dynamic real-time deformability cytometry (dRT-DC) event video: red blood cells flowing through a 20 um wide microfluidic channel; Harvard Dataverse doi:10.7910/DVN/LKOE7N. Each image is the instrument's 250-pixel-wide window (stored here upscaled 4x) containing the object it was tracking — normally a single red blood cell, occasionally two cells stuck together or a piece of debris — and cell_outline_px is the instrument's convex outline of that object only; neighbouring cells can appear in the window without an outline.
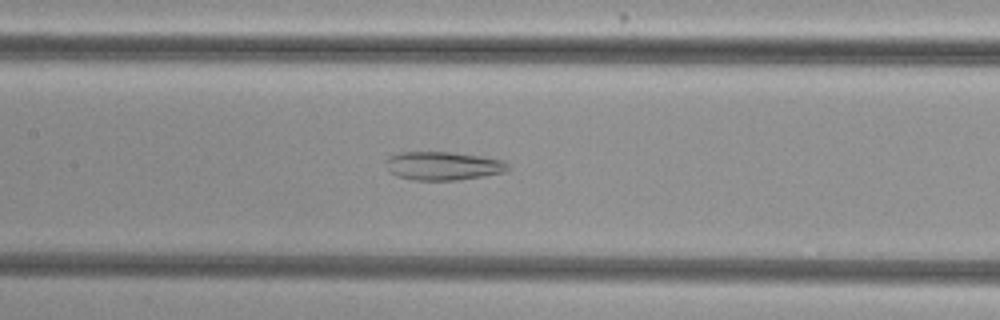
{"species": "common noctule bat (a hibernating species)", "species_latin": "Nyctalus noctula", "temperature_condition": "cold", "stored_images_in_passage": 53, "camera_frame_rate_fps": 3000, "um_per_image_px": 0.085, "animal": {"sex": "female", "body_mass_g": 29.2, "forearm_length_mm": 56.3}, "frame": {"image": 1, "passage_image": 25, "time_ms": 8.0, "image_size_px": [1000, 320], "cell_outline_px": [[512, 168], [504, 172], [484, 176], [460, 180], [412, 180], [396, 176], [388, 172], [384, 160], [388, 156], [396, 152], [448, 152], [480, 156], [504, 160]], "centroid_in_image_um": [37.62, 14.1], "position_along_channel_um": 169.8, "area_um2": 20.63}}
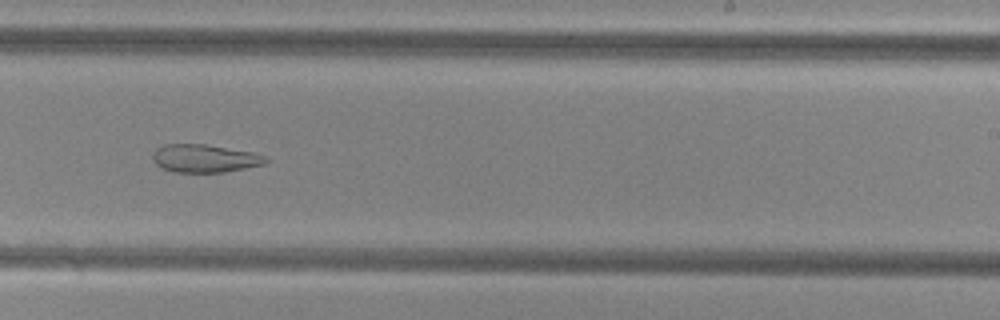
{"frame": {"image": 2, "passage_image": 33, "time_ms": 10.667, "image_size_px": [1000, 320], "cell_outline_px": [[272, 160], [264, 164], [224, 172], [172, 172], [156, 164], [152, 156], [156, 148], [164, 144], [204, 144], [252, 152], [264, 156]], "centroid_in_image_um": [17.4, 13.46], "position_along_channel_um": 271.6, "area_um2": 18.32}}
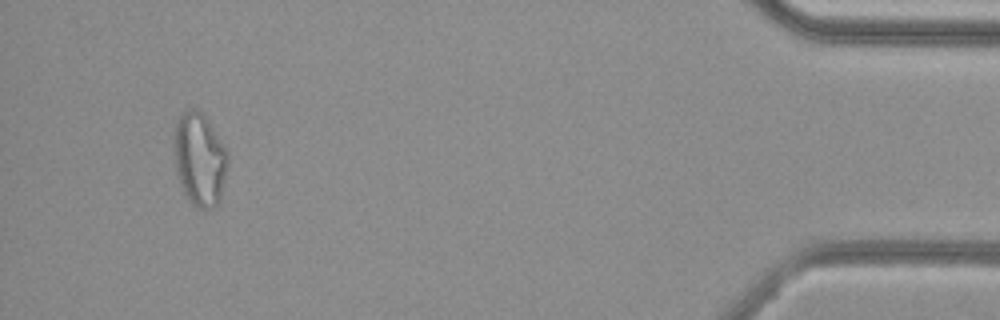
{"frame": {"image": 3, "passage_image": 50, "time_ms": 16.333, "image_size_px": [1000, 320], "cell_outline_px": [[228, 164], [220, 200], [212, 208], [196, 208], [188, 200], [180, 184], [176, 172], [172, 136], [172, 132], [176, 120], [180, 112], [188, 108], [196, 108], [204, 112], [224, 144], [228, 152]], "centroid_in_image_um": [16.94, 13.46], "position_along_channel_um": 418.3, "area_um2": 30.11}}